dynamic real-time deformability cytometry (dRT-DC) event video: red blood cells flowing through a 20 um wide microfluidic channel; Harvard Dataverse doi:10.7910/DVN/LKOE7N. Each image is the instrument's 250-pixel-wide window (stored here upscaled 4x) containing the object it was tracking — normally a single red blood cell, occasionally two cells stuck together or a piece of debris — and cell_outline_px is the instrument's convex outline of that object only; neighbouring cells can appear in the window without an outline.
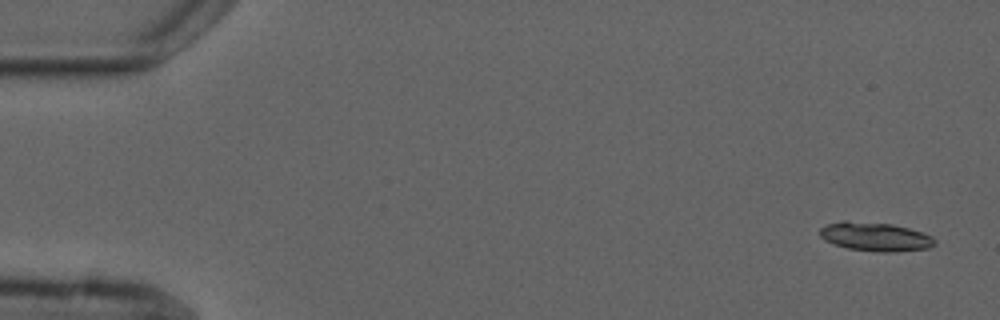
{"species": "common noctule bat (a hibernating species)", "species_latin": "Nyctalus noctula", "temperature_condition": "cold", "stored_images_in_passage": 5, "camera_frame_rate_fps": 3000, "um_per_image_px": 0.085, "animal": {"sex": "male", "forearm_length_mm": 52.5}, "frame": {"image": 1, "passage_image": 1, "time_ms": 0.0, "image_size_px": [1000, 320], "cell_outline_px": [[936, 244], [928, 248], [896, 252], [880, 252], [848, 248], [824, 240], [820, 236], [820, 228], [828, 224], [844, 220], [892, 224], [908, 228], [932, 236], [936, 240]], "centroid_in_image_um": [74.41, 20.12], "position_along_channel_um": 10.6, "area_um2": 19.19}}
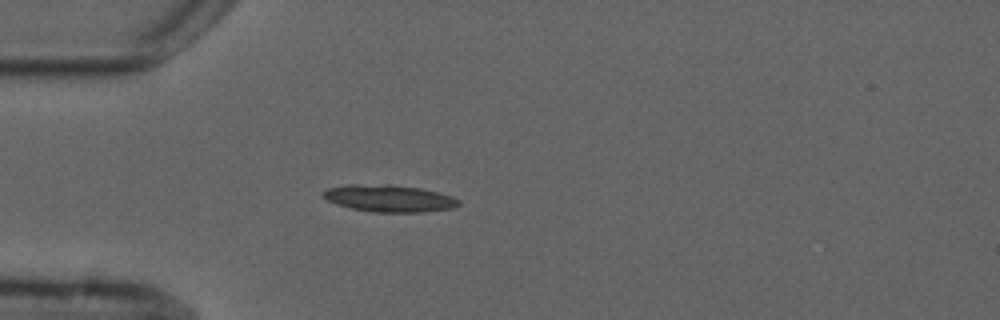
{"frame": {"image": 2, "passage_image": 5, "time_ms": 4.333, "image_size_px": [1000, 320], "cell_outline_px": [[460, 204], [452, 208], [424, 212], [372, 212], [352, 208], [336, 204], [320, 196], [320, 192], [328, 188], [348, 184], [388, 184], [420, 188], [440, 192], [452, 196], [460, 200]], "centroid_in_image_um": [33.06, 16.85], "position_along_channel_um": 51.9, "area_um2": 21.56}}